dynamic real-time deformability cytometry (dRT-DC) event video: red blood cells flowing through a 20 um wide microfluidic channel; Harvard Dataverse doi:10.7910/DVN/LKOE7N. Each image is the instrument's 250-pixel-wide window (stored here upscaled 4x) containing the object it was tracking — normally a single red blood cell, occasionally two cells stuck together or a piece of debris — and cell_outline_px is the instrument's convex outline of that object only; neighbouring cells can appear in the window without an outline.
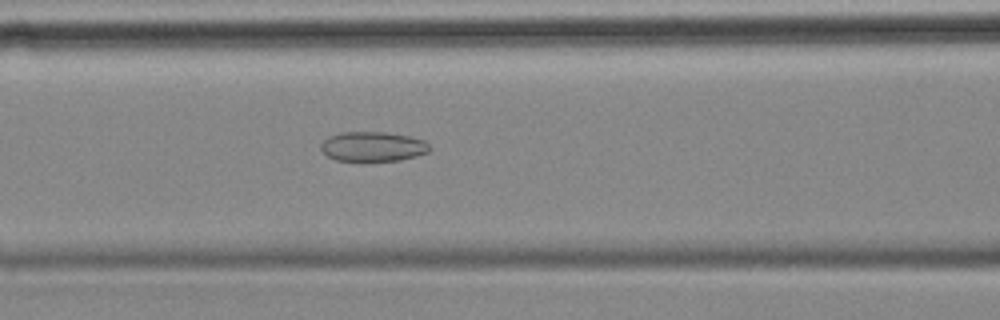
{"species": "common noctule bat (a hibernating species)", "species_latin": "Nyctalus noctula", "temperature_condition": "cold", "stored_images_in_passage": 37, "camera_frame_rate_fps": 3000, "um_per_image_px": 0.085, "animal": {"sex": "female", "body_mass_g": 18.4}, "frame": {"image": 1, "passage_image": 11, "time_ms": 3.333, "image_size_px": [1000, 320], "cell_outline_px": [[432, 148], [428, 152], [416, 156], [400, 160], [336, 160], [328, 156], [320, 148], [320, 144], [328, 136], [340, 132], [384, 132], [408, 136], [424, 140]], "centroid_in_image_um": [31.69, 12.44], "position_along_channel_um": 134.9, "area_um2": 18.67}}
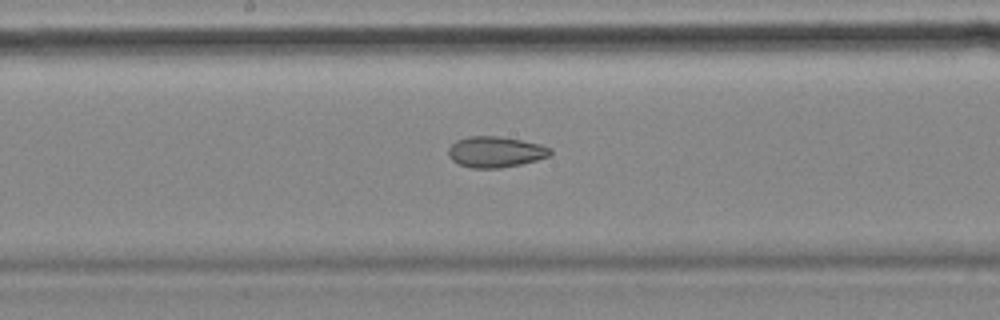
{"frame": {"image": 2, "passage_image": 17, "time_ms": 5.333, "image_size_px": [1000, 320], "cell_outline_px": [[552, 152], [548, 156], [536, 160], [520, 164], [500, 168], [472, 168], [460, 164], [452, 160], [448, 156], [448, 148], [456, 140], [468, 136], [496, 136], [520, 140], [540, 144], [552, 148]], "centroid_in_image_um": [42.1, 12.91], "position_along_channel_um": 206.1, "area_um2": 18.26}}
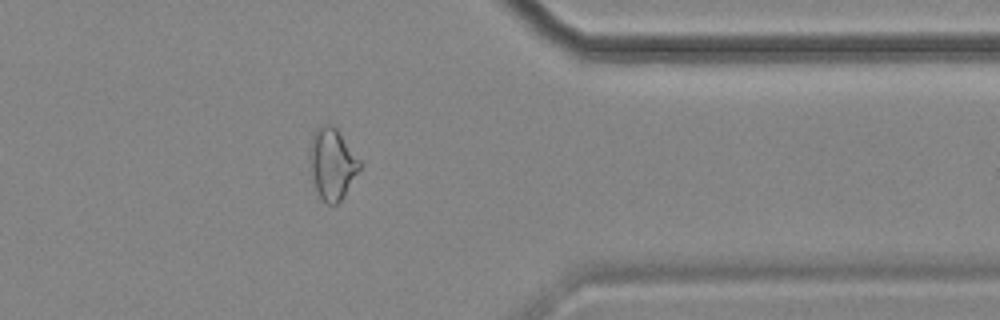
{"frame": {"image": 3, "passage_image": 33, "time_ms": 10.667, "image_size_px": [1000, 320], "cell_outline_px": [[360, 168], [344, 196], [336, 204], [328, 204], [320, 196], [316, 188], [312, 176], [308, 160], [308, 156], [312, 132], [320, 124], [332, 124], [336, 128], [360, 160]], "centroid_in_image_um": [28.2, 13.88], "position_along_channel_um": 383.2, "area_um2": 20.69}, "authors_computed_cell_mechanics": {"area_um2": 19.0162, "velocity_mm_per_s": 3.5731, "shape_relaxation_time_tau1_ms": null, "shape_relaxation_time_tau2_ms": 3.9605, "deformation_change_tau1": null, "deformation_change_tau2": 0.1068}}